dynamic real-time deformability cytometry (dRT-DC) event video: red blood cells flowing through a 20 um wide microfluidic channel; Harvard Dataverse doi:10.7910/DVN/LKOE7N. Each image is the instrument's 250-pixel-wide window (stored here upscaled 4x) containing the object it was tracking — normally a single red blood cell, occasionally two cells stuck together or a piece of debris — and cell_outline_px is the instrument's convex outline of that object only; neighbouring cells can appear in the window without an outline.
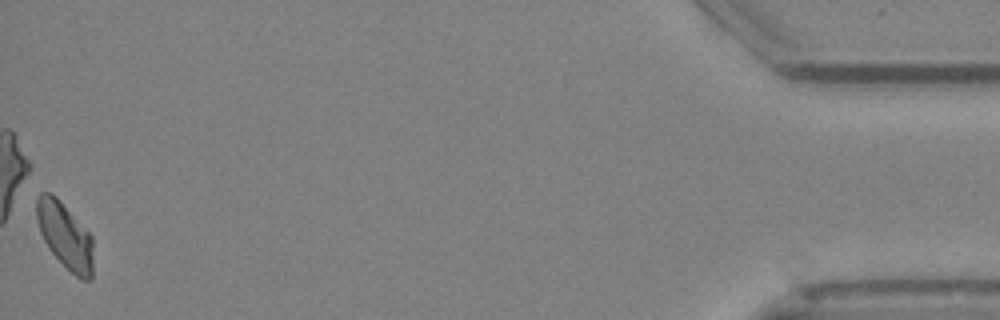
{"species": "Egyptian fruit bat (a non-hibernating species)", "species_latin": "Rousettus aegyptiacus", "temperature_condition": "cold", "stored_images_in_passage": 51, "camera_frame_rate_fps": 3000, "um_per_image_px": 0.085, "animal": {"sex": "female"}, "frame": {"image": 1, "passage_image": 51, "time_ms": 16.667, "image_size_px": [1000, 320], "cell_outline_px": [[92, 280], [80, 280], [48, 248], [40, 232], [36, 220], [36, 196], [40, 192], [48, 192], [56, 196], [92, 236]], "centroid_in_image_um": [5.5, 20.0], "position_along_channel_um": 429.7, "area_um2": 21.62}}